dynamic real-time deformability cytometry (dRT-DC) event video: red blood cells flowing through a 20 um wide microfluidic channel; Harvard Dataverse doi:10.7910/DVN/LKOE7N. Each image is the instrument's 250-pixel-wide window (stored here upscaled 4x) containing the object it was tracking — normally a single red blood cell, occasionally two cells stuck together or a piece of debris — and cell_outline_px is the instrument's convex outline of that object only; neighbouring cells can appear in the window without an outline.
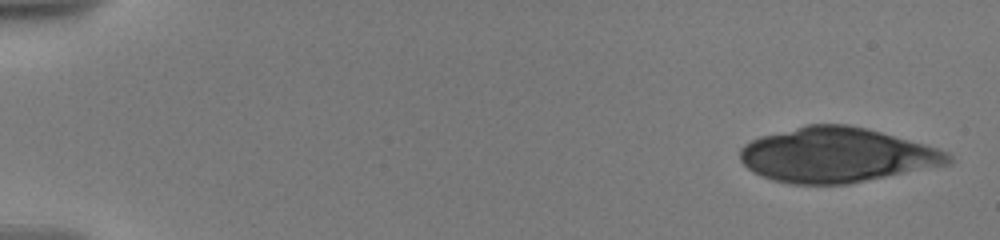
{"species": "human", "species_latin": "Homo sapiens", "temperature_condition": "warm", "stored_images_in_passage": 20, "camera_frame_rate_fps": 3000, "um_per_image_px": 0.085, "donor": {"sex": "male"}, "frame": {"image": 1, "passage_image": 1, "time_ms": 0.0, "image_size_px": [1000, 240], "cell_outline_px": [[952, 164], [848, 184], [788, 184], [772, 180], [760, 176], [752, 172], [740, 160], [740, 148], [744, 144], [760, 136], [808, 124], [848, 124], [868, 128], [924, 144], [948, 152], [952, 156]], "centroid_in_image_um": [71.11, 13.18], "position_along_channel_um": 13.9, "area_um2": 66.76}}
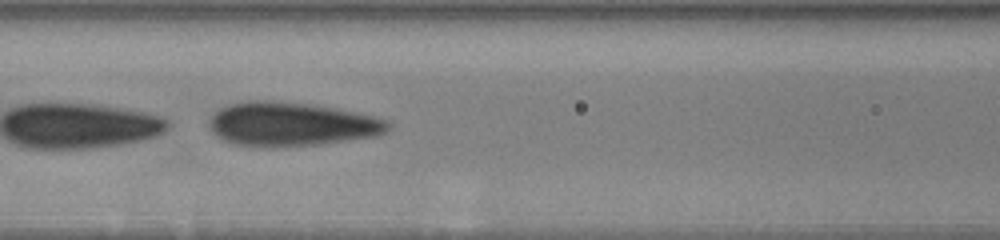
{"frame": {"image": 2, "passage_image": 15, "time_ms": 8.0, "image_size_px": [1000, 240], "cell_outline_px": [[392, 128], [388, 132], [376, 136], [320, 144], [232, 144], [216, 136], [212, 132], [208, 124], [212, 116], [220, 108], [228, 104], [244, 100], [272, 100], [312, 104], [336, 108], [356, 112], [388, 120], [392, 124]], "centroid_in_image_um": [24.81, 10.5], "position_along_channel_um": 141.8, "area_um2": 45.14}}
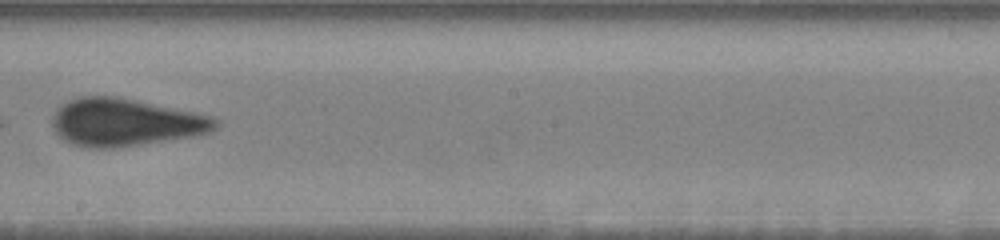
{"frame": {"image": 3, "passage_image": 19, "time_ms": 10.667, "image_size_px": [1000, 240], "cell_outline_px": [[220, 124], [212, 132], [192, 136], [112, 148], [92, 148], [72, 144], [64, 140], [52, 128], [52, 116], [56, 108], [60, 104], [68, 100], [80, 96], [116, 96], [136, 100], [212, 116], [220, 120]], "centroid_in_image_um": [10.62, 10.39], "position_along_channel_um": 237.6, "area_um2": 45.2}}